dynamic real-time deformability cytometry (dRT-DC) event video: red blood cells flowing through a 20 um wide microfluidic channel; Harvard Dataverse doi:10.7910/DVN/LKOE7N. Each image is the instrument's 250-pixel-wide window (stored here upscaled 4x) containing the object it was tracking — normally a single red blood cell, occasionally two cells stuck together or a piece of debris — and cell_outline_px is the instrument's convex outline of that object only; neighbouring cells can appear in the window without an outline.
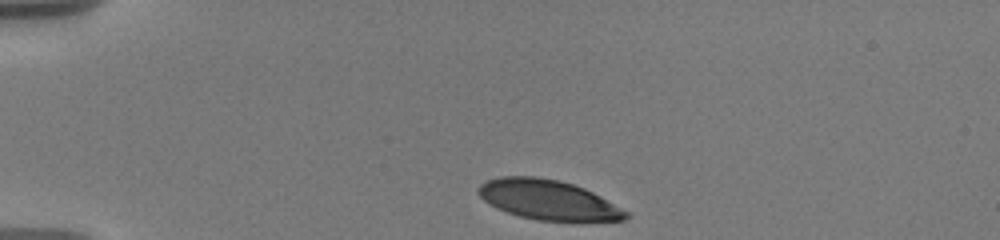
{"species": "human", "species_latin": "Homo sapiens", "temperature_condition": "warm", "stored_images_in_passage": 34, "camera_frame_rate_fps": 3000, "um_per_image_px": 0.085, "donor": {"sex": "male"}, "frame": {"image": 1, "passage_image": 1, "time_ms": 0.0, "image_size_px": [1000, 240], "cell_outline_px": [[632, 216], [624, 220], [536, 220], [520, 216], [496, 208], [484, 200], [476, 192], [476, 188], [480, 184], [488, 180], [500, 176], [536, 176], [560, 180], [584, 188], [600, 196], [628, 212]], "centroid_in_image_um": [46.55, 16.97], "position_along_channel_um": 38.4, "area_um2": 33.93}}
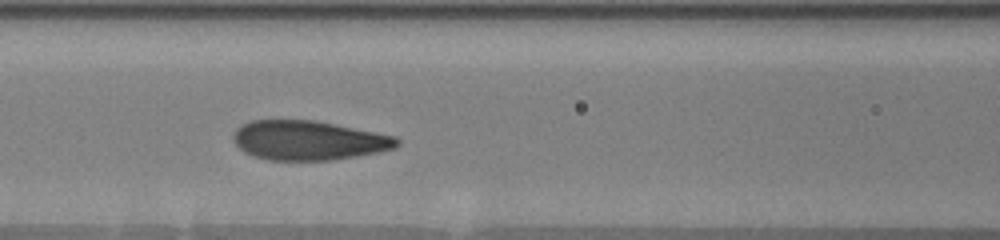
{"frame": {"image": 2, "passage_image": 14, "time_ms": 4.333, "image_size_px": [1000, 240], "cell_outline_px": [[400, 144], [396, 148], [376, 152], [332, 160], [268, 160], [244, 152], [236, 144], [232, 136], [236, 128], [240, 124], [252, 120], [316, 120], [396, 136], [400, 140]], "centroid_in_image_um": [26.22, 11.92], "position_along_channel_um": 140.4, "area_um2": 37.63}}
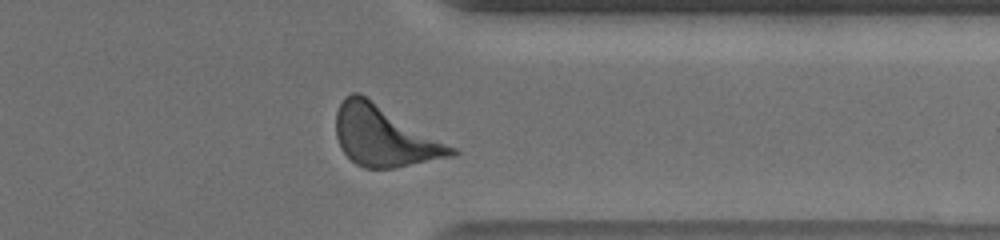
{"frame": {"image": 3, "passage_image": 30, "time_ms": 11.0, "image_size_px": [1000, 240], "cell_outline_px": [[460, 152], [456, 156], [392, 168], [364, 168], [356, 164], [344, 152], [336, 136], [336, 112], [344, 96], [352, 92], [360, 92], [456, 148]], "centroid_in_image_um": [32.67, 11.56], "position_along_channel_um": 378.7, "area_um2": 40.63}, "authors_computed_cell_mechanics": {"area_um2": 37.9168, "velocity_mm_per_s": 3.6051, "shape_relaxation_time_tau1_ms": 2.7243, "shape_relaxation_time_tau2_ms": null, "deformation_change_tau1": 0.1617, "deformation_change_tau2": null}}